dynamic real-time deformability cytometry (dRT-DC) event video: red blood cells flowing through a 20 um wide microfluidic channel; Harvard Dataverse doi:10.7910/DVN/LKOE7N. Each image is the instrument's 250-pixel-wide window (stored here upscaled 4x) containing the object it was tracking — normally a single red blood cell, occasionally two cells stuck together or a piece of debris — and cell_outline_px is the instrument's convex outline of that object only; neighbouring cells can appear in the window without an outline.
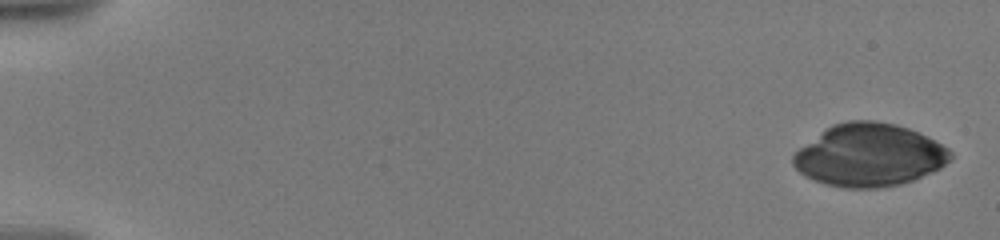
{"species": "human", "species_latin": "Homo sapiens", "temperature_condition": "warm", "stored_images_in_passage": 66, "camera_frame_rate_fps": 3000, "um_per_image_px": 0.085, "donor": {"sex": "male"}, "frame": {"image": 1, "passage_image": 1, "time_ms": 0.0, "image_size_px": [1000, 240], "cell_outline_px": [[952, 160], [940, 168], [932, 172], [912, 180], [900, 184], [876, 188], [844, 188], [824, 184], [804, 176], [792, 164], [792, 156], [800, 148], [832, 124], [848, 120], [876, 120], [896, 124], [908, 128], [948, 148], [952, 152]], "centroid_in_image_um": [73.87, 13.19], "position_along_channel_um": 11.1, "area_um2": 57.22}}
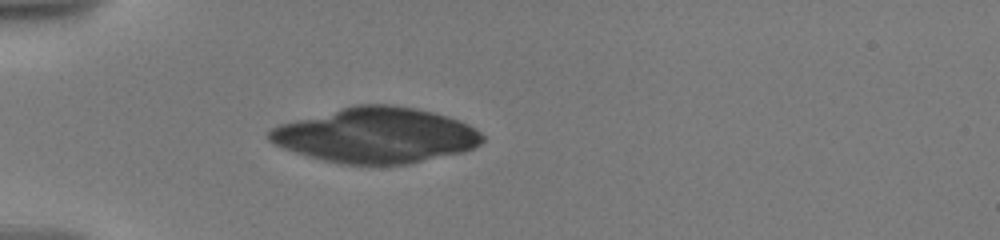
{"frame": {"image": 2, "passage_image": 18, "time_ms": 5.333, "image_size_px": [1000, 240], "cell_outline_px": [[484, 140], [476, 148], [464, 152], [408, 164], [344, 164], [324, 160], [308, 156], [284, 148], [268, 140], [268, 132], [272, 128], [280, 124], [356, 104], [392, 104], [416, 108], [448, 116], [460, 120], [468, 124], [480, 132], [484, 136]], "centroid_in_image_um": [32.02, 11.5], "position_along_channel_um": 53.0, "area_um2": 68.55}}
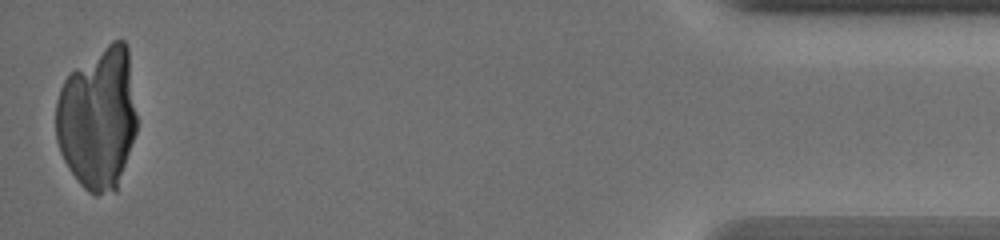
{"frame": {"image": 3, "passage_image": 66, "time_ms": 18.333, "image_size_px": [1000, 240], "cell_outline_px": [[136, 132], [116, 192], [96, 196], [88, 192], [80, 184], [68, 168], [60, 152], [56, 140], [56, 100], [60, 88], [64, 80], [72, 72], [112, 40], [124, 40], [128, 48], [136, 116]], "centroid_in_image_um": [8.31, 10.11], "position_along_channel_um": 426.9, "area_um2": 67.05}}